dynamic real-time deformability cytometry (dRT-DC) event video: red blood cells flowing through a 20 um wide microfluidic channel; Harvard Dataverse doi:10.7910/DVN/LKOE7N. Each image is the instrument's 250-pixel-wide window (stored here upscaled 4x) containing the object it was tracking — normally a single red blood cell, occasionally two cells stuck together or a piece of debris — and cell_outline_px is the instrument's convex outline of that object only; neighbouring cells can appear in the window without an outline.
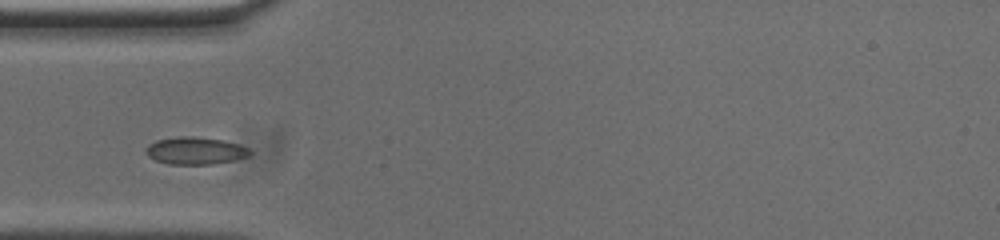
{"species": "common noctule bat (a hibernating species)", "species_latin": "Nyctalus noctula", "temperature_condition": "cold", "stored_images_in_passage": 41, "camera_frame_rate_fps": 3000, "um_per_image_px": 0.085, "animal": {"sex": "male", "body_mass_g": 20.0, "forearm_length_mm": 53.3}, "frame": {"image": 1, "passage_image": 3, "time_ms": 0.667, "image_size_px": [1000, 240], "cell_outline_px": [[252, 152], [248, 156], [232, 160], [212, 164], [168, 164], [156, 160], [148, 156], [148, 144], [156, 140], [176, 136], [196, 136], [224, 140], [248, 148]], "centroid_in_image_um": [16.6, 12.8], "position_along_channel_um": 68.4, "area_um2": 16.42}}
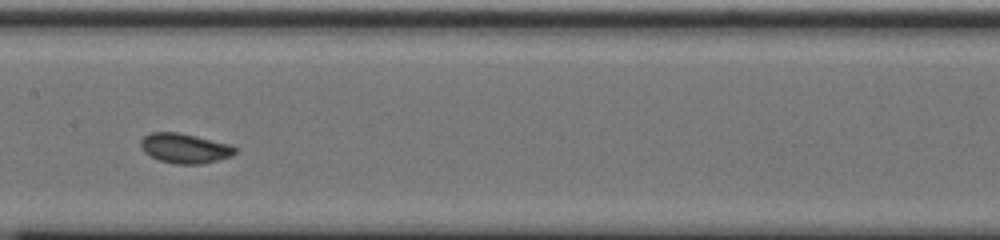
{"frame": {"image": 2, "passage_image": 13, "time_ms": 4.0, "image_size_px": [1000, 240], "cell_outline_px": [[236, 152], [232, 156], [200, 164], [176, 164], [160, 160], [144, 152], [140, 144], [140, 140], [144, 136], [152, 132], [176, 132], [196, 136], [232, 144], [236, 148]], "centroid_in_image_um": [15.72, 12.59], "position_along_channel_um": 191.7, "area_um2": 16.3}}
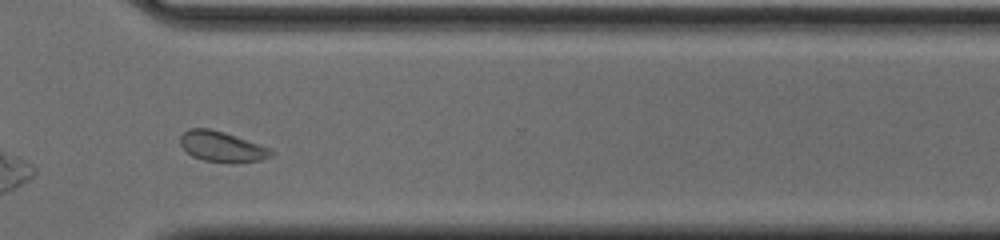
{"frame": {"image": 3, "passage_image": 26, "time_ms": 8.333, "image_size_px": [1000, 240], "cell_outline_px": [[272, 156], [260, 160], [232, 164], [228, 164], [204, 160], [192, 156], [180, 144], [180, 136], [188, 128], [208, 128], [224, 132], [236, 136], [268, 148], [272, 152]], "centroid_in_image_um": [18.83, 12.48], "position_along_channel_um": 351.8, "area_um2": 16.07}}